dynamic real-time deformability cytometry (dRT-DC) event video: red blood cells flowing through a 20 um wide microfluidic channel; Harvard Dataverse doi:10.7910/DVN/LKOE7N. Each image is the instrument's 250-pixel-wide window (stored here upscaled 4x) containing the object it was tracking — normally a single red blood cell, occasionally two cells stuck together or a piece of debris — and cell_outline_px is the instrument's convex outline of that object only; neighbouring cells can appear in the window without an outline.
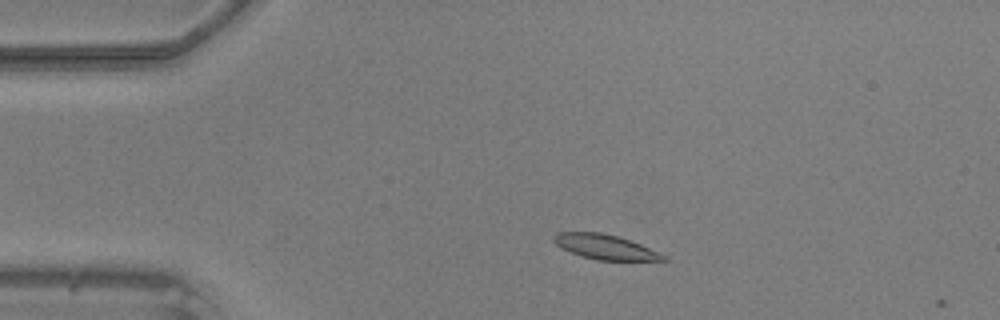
{"species": "common noctule bat (a hibernating species)", "species_latin": "Nyctalus noctula", "temperature_condition": "warm", "stored_images_in_passage": 9, "camera_frame_rate_fps": 3000, "um_per_image_px": 0.085, "animal": {"sex": "male", "body_mass_g": 20.5, "forearm_length_mm": 52.5}, "frame": {"image": 1, "passage_image": 6, "time_ms": 1.667, "image_size_px": [1000, 320], "cell_outline_px": [[668, 260], [596, 260], [572, 252], [556, 244], [552, 240], [552, 236], [556, 232], [600, 232], [616, 236], [640, 244], [660, 252], [668, 256]], "centroid_in_image_um": [51.45, 20.98], "position_along_channel_um": 33.5, "area_um2": 15.61}}